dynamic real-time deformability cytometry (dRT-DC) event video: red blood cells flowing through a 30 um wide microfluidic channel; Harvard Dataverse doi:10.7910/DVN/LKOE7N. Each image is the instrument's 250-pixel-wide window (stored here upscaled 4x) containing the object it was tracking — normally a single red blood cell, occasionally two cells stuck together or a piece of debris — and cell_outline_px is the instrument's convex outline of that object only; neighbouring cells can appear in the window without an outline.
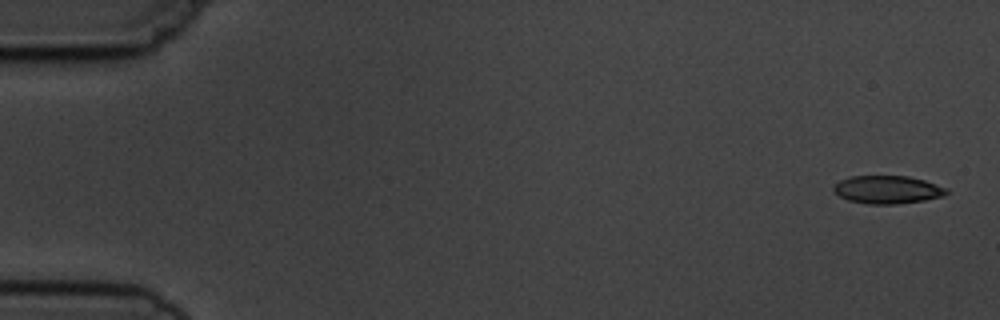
{"species": "common noctule bat (a hibernating species)", "species_latin": "Nyctalus noctula", "temperature_condition": "cold", "stored_images_in_passage": 5, "camera_frame_rate_fps": 3000, "um_per_image_px": 0.085, "animal": {"sex": "male", "body_mass_g": 19.5, "forearm_length_mm": 54.6}, "frame": {"image": 1, "passage_image": 1, "time_ms": 0.0, "image_size_px": [1000, 320], "cell_outline_px": [[948, 192], [944, 196], [924, 200], [896, 204], [868, 204], [848, 200], [840, 196], [832, 188], [840, 180], [848, 176], [908, 176], [924, 180], [948, 188]], "centroid_in_image_um": [75.45, 16.11], "position_along_channel_um": 9.6, "area_um2": 18.38}}
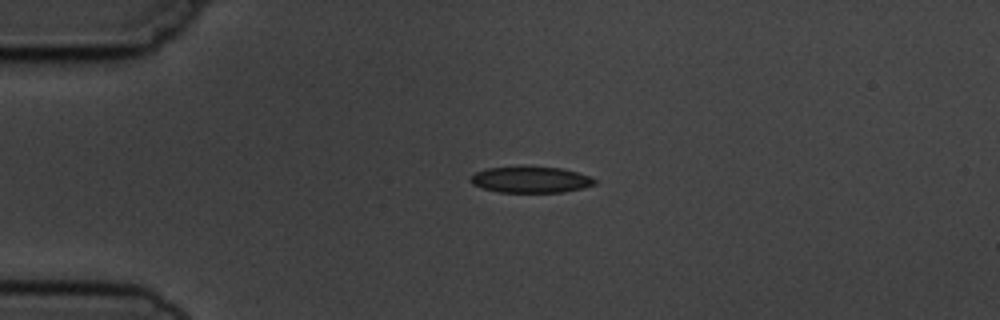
{"frame": {"image": 2, "passage_image": 4, "time_ms": 3.667, "image_size_px": [1000, 320], "cell_outline_px": [[596, 184], [584, 188], [564, 192], [500, 192], [484, 188], [472, 184], [468, 180], [468, 176], [476, 172], [488, 168], [560, 168], [576, 172], [588, 176], [596, 180]], "centroid_in_image_um": [45.09, 15.3], "position_along_channel_um": 39.9, "area_um2": 18.5}}